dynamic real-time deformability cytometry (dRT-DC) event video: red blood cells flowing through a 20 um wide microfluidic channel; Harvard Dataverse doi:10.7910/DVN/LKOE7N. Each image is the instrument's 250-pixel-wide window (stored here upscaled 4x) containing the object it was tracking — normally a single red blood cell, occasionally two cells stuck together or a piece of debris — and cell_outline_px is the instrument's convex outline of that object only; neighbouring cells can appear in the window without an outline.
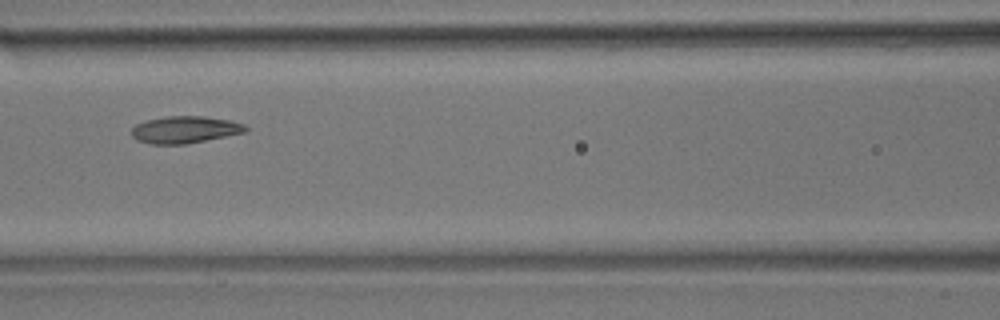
{"species": "common noctule bat (a hibernating species)", "species_latin": "Nyctalus noctula", "temperature_condition": "room temperature", "stored_images_in_passage": 6, "camera_frame_rate_fps": 3000, "um_per_image_px": 0.085, "animal": {"sex": "male", "body_mass_g": 17.9}, "frame": {"image": 1, "passage_image": 4, "time_ms": 1.0, "image_size_px": [1000, 320], "cell_outline_px": [[248, 128], [244, 132], [184, 144], [152, 144], [136, 140], [132, 136], [132, 128], [136, 124], [144, 120], [168, 116], [204, 116], [228, 120], [244, 124]], "centroid_in_image_um": [15.66, 11.01], "position_along_channel_um": 150.9, "area_um2": 17.74}}
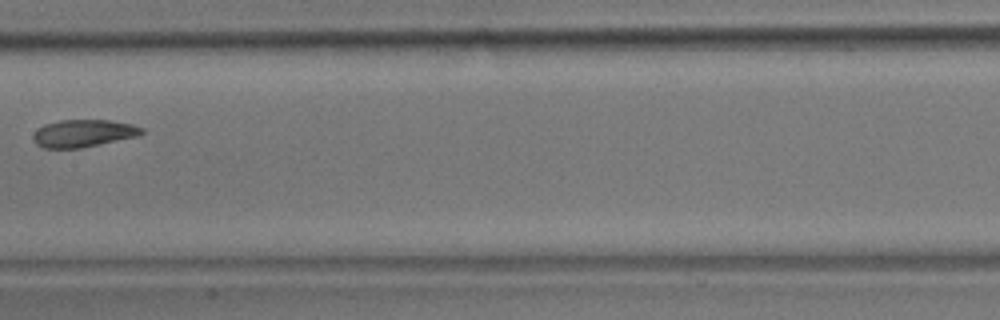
{"frame": {"image": 2, "passage_image": 5, "time_ms": 1.333, "image_size_px": [1000, 320], "cell_outline_px": [[144, 132], [136, 136], [100, 144], [80, 148], [44, 148], [36, 144], [32, 140], [32, 136], [36, 128], [44, 124], [60, 120], [112, 120], [132, 124], [144, 128]], "centroid_in_image_um": [7.04, 11.32], "position_along_channel_um": 200.4, "area_um2": 17.46}}
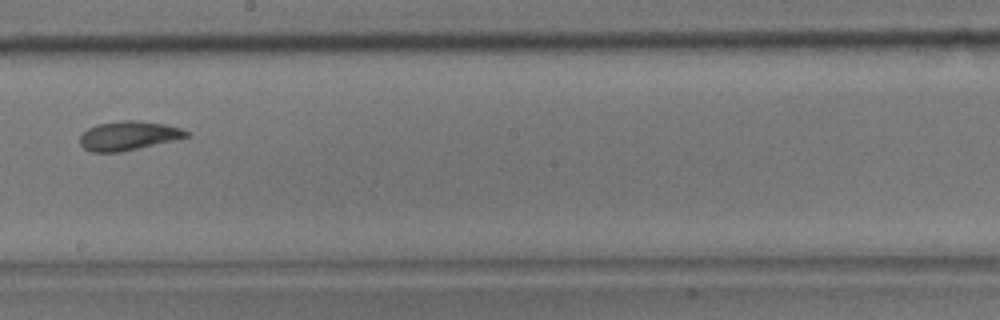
{"frame": {"image": 3, "passage_image": 6, "time_ms": 1.667, "image_size_px": [1000, 320], "cell_outline_px": [[188, 136], [176, 140], [120, 152], [92, 152], [84, 148], [80, 144], [80, 136], [88, 128], [96, 124], [120, 120], [140, 120], [164, 124], [180, 128], [188, 132]], "centroid_in_image_um": [10.9, 11.53], "position_along_channel_um": 237.3, "area_um2": 18.03}}